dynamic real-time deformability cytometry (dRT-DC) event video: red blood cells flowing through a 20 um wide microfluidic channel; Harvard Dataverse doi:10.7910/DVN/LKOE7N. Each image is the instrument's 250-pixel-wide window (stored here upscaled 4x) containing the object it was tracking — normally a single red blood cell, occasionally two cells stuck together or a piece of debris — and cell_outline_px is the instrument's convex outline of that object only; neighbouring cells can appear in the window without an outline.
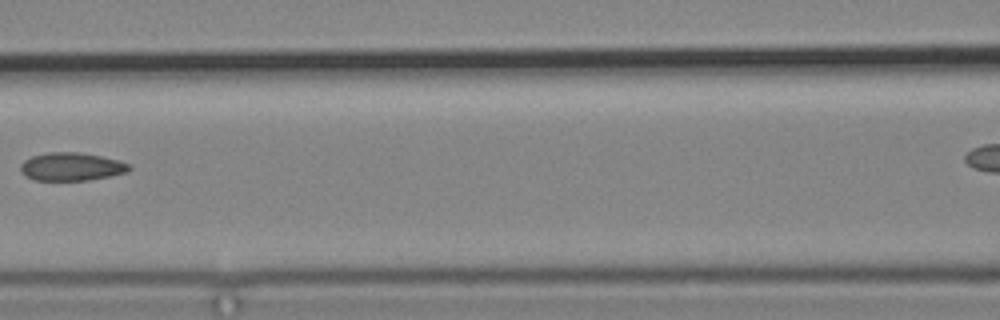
{"species": "common noctule bat (a hibernating species)", "species_latin": "Nyctalus noctula", "temperature_condition": "cold", "stored_images_in_passage": 6, "camera_frame_rate_fps": 3000, "um_per_image_px": 0.085, "animal": {"sex": "male", "body_mass_g": 19.2, "forearm_length_mm": 51.8}, "frame": {"image": 1, "passage_image": 5, "time_ms": 5.333, "image_size_px": [1000, 320], "cell_outline_px": [[132, 168], [128, 172], [88, 180], [32, 180], [24, 176], [20, 172], [20, 164], [24, 160], [32, 156], [48, 152], [80, 152], [120, 160], [132, 164]], "centroid_in_image_um": [6.07, 14.16], "position_along_channel_um": 160.5, "area_um2": 18.03}}
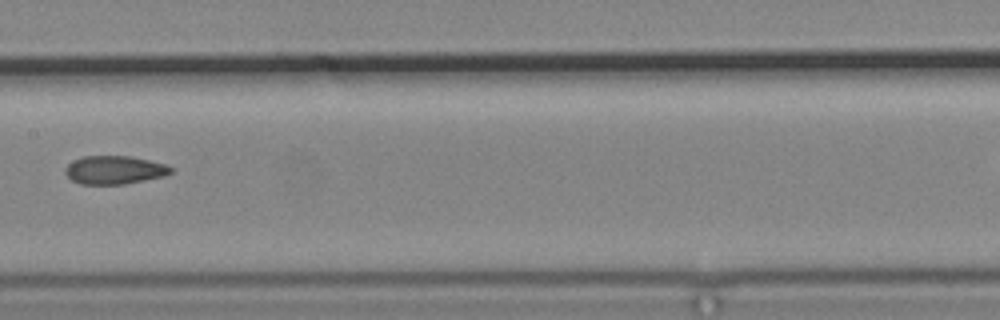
{"frame": {"image": 2, "passage_image": 6, "time_ms": 6.333, "image_size_px": [1000, 320], "cell_outline_px": [[172, 172], [164, 176], [124, 184], [80, 184], [72, 180], [64, 172], [64, 168], [72, 160], [84, 156], [132, 156], [168, 164], [172, 168]], "centroid_in_image_um": [9.73, 14.43], "position_along_channel_um": 197.7, "area_um2": 17.57}}